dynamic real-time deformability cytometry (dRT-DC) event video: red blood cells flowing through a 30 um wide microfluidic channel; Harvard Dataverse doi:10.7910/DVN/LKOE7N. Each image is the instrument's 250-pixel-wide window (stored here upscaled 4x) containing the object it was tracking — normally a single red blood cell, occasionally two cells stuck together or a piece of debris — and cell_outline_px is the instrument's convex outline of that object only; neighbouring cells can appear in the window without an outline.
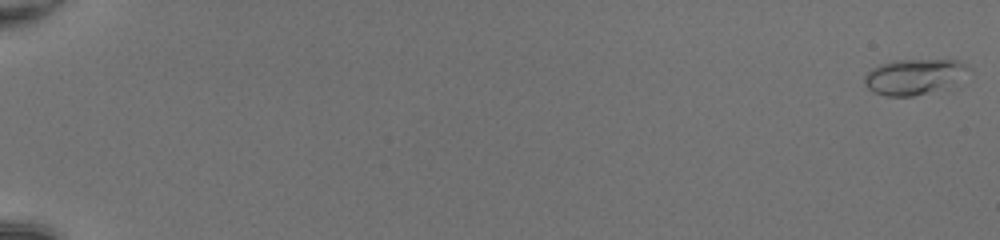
{"species": "common noctule bat (a hibernating species)", "species_latin": "Nyctalus noctula", "temperature_condition": "room temperature", "stored_images_in_passage": 20, "camera_frame_rate_fps": 3000, "um_per_image_px": 0.085, "animal": {"sex": "female", "body_mass_g": 20.0, "forearm_length_mm": 54.0}, "frame": {"image": 1, "passage_image": 1, "time_ms": 0.0, "image_size_px": [1000, 240], "cell_outline_px": [[972, 68], [952, 84], [912, 96], [884, 96], [872, 92], [864, 84], [864, 76], [872, 68], [880, 64], [892, 60], [960, 60]], "centroid_in_image_um": [77.64, 6.5], "position_along_channel_um": 7.4, "area_um2": 21.27}}
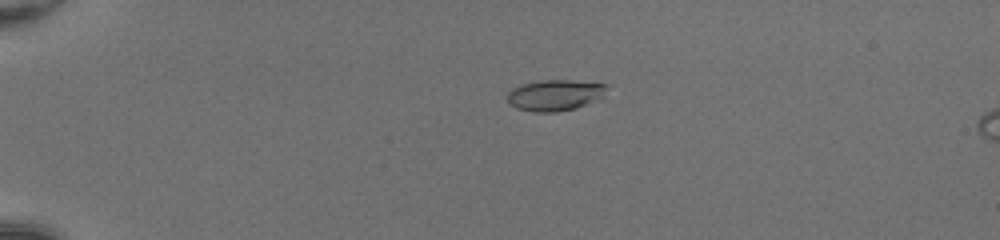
{"frame": {"image": 2, "passage_image": 14, "time_ms": 4.333, "image_size_px": [1000, 240], "cell_outline_px": [[608, 88], [604, 96], [600, 100], [576, 108], [556, 112], [536, 112], [516, 108], [508, 104], [504, 96], [512, 88], [520, 84], [540, 80], [572, 80], [608, 84]], "centroid_in_image_um": [47.16, 8.08], "position_along_channel_um": 37.8, "area_um2": 18.55}}